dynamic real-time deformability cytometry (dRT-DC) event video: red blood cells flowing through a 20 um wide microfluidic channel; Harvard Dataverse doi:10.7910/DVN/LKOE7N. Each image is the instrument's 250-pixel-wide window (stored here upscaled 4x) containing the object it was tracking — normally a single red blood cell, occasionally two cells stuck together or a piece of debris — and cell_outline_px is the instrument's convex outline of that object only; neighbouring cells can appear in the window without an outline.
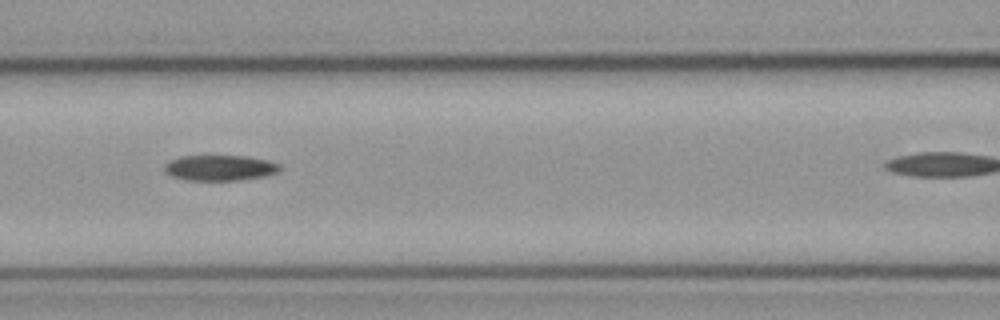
{"species": "common noctule bat (a hibernating species)", "species_latin": "Nyctalus noctula", "temperature_condition": "cold", "stored_images_in_passage": 4, "camera_frame_rate_fps": 3000, "um_per_image_px": 0.085, "animal": {"sex": "male", "body_mass_g": 23.1, "forearm_length_mm": 52.7}, "frame": {"image": 1, "passage_image": 3, "time_ms": 0.667, "image_size_px": [1000, 320], "cell_outline_px": [[280, 172], [264, 176], [240, 180], [188, 180], [172, 176], [164, 172], [164, 164], [168, 160], [180, 156], [248, 156], [268, 160], [280, 164]], "centroid_in_image_um": [18.68, 14.26], "position_along_channel_um": 147.9, "area_um2": 17.34}}